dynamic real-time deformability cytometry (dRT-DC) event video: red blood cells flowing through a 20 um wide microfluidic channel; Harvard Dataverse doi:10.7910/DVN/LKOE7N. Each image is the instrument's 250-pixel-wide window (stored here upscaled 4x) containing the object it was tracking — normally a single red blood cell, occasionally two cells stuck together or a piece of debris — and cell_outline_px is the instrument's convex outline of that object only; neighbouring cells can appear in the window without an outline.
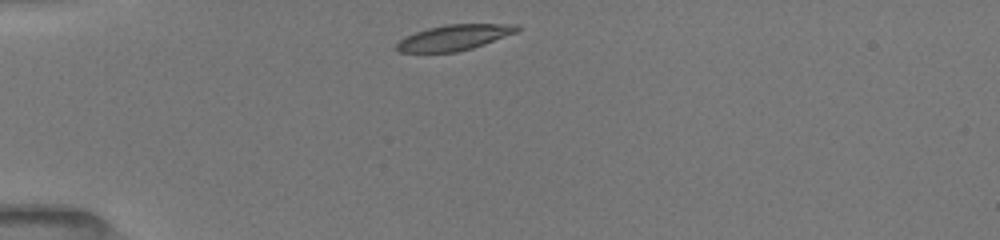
{"species": "common noctule bat (a hibernating species)", "species_latin": "Nyctalus noctula", "temperature_condition": "room temperature", "stored_images_in_passage": 39, "camera_frame_rate_fps": 3000, "um_per_image_px": 0.085, "animal": {"sex": "female", "body_mass_g": 19.5, "forearm_length_mm": 54.1}, "frame": {"image": 1, "passage_image": 1, "time_ms": 0.0, "image_size_px": [1000, 240], "cell_outline_px": [[520, 28], [516, 32], [484, 44], [472, 48], [456, 52], [400, 52], [396, 48], [396, 44], [404, 36], [428, 28], [444, 24], [520, 24]], "centroid_in_image_um": [38.6, 3.18], "position_along_channel_um": 46.4, "area_um2": 17.86}}
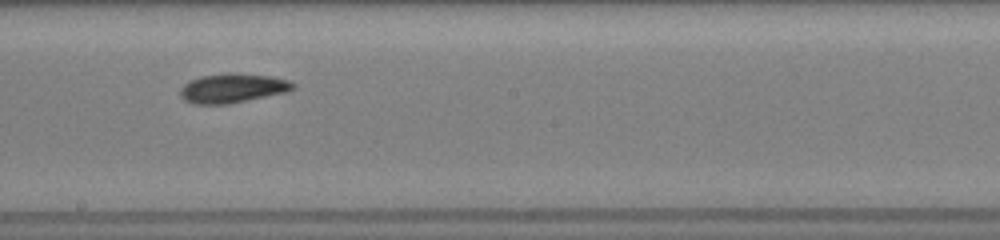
{"frame": {"image": 2, "passage_image": 17, "time_ms": 5.333, "image_size_px": [1000, 240], "cell_outline_px": [[296, 88], [284, 92], [228, 104], [192, 104], [184, 100], [180, 96], [180, 88], [188, 80], [200, 76], [228, 72], [236, 72], [272, 76], [288, 80], [296, 84]], "centroid_in_image_um": [19.73, 7.47], "position_along_channel_um": 228.5, "area_um2": 19.48}}
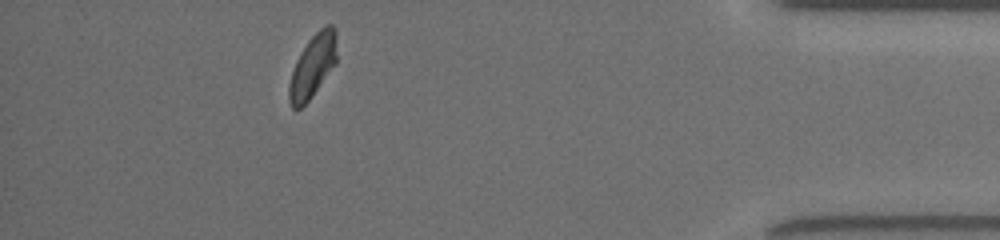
{"frame": {"image": 3, "passage_image": 34, "time_ms": 11.0, "image_size_px": [1000, 240], "cell_outline_px": [[336, 64], [308, 100], [300, 108], [292, 108], [288, 100], [288, 84], [296, 60], [300, 52], [308, 40], [324, 24], [332, 24], [336, 32]], "centroid_in_image_um": [26.57, 5.58], "position_along_channel_um": 408.6, "area_um2": 17.51}, "authors_computed_cell_mechanics": {"area_um2": 18.207, "velocity_mm_per_s": 3.947, "shape_relaxation_time_tau1_ms": 2.7898, "shape_relaxation_time_tau2_ms": 3.5078, "deformation_change_tau1": 0.1249, "deformation_change_tau2": 0.073}}